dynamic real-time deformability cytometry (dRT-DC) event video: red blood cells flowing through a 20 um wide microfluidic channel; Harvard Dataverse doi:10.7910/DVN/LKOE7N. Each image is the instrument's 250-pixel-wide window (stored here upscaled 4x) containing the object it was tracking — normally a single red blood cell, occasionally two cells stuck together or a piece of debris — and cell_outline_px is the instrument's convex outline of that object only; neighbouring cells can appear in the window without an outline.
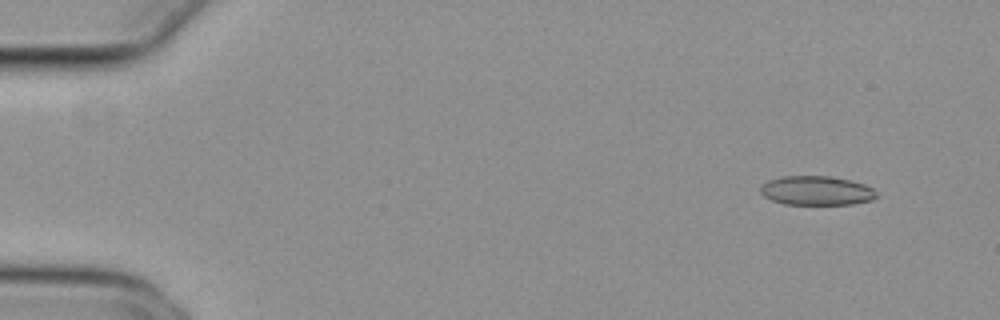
{"species": "common noctule bat (a hibernating species)", "species_latin": "Nyctalus noctula", "temperature_condition": "cold", "stored_images_in_passage": 18, "camera_frame_rate_fps": 3000, "um_per_image_px": 0.085, "animal": {"sex": "female", "body_mass_g": 29.2, "forearm_length_mm": 56.3}, "frame": {"image": 1, "passage_image": 5, "time_ms": 1.333, "image_size_px": [1000, 320], "cell_outline_px": [[876, 196], [872, 200], [852, 204], [784, 204], [772, 200], [764, 196], [760, 192], [760, 188], [768, 180], [784, 176], [828, 176], [848, 180], [864, 184], [872, 188], [876, 192]], "centroid_in_image_um": [69.39, 16.2], "position_along_channel_um": 15.6, "area_um2": 19.54}}